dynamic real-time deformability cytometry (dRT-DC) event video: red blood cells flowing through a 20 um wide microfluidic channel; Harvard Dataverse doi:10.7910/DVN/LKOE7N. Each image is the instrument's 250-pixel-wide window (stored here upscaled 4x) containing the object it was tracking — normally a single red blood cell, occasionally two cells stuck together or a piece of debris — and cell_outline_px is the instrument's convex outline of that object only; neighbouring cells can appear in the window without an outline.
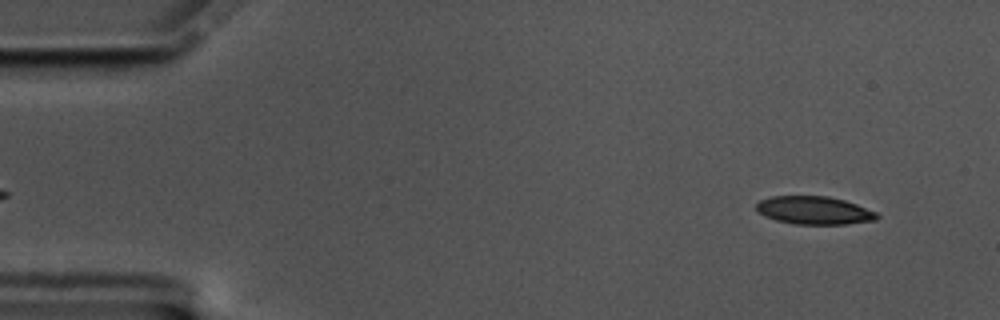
{"species": "common noctule bat (a hibernating species)", "species_latin": "Nyctalus noctula", "temperature_condition": "cold", "stored_images_in_passage": 57, "camera_frame_rate_fps": 3000, "um_per_image_px": 0.085, "animal": {"sex": "male", "body_mass_g": 17.5, "forearm_length_mm": 52.3}, "frame": {"image": 1, "passage_image": 4, "time_ms": 1.0, "image_size_px": [1000, 320], "cell_outline_px": [[880, 216], [876, 220], [844, 224], [792, 224], [776, 220], [764, 216], [756, 208], [756, 204], [760, 200], [772, 196], [828, 196], [844, 200], [856, 204], [876, 212]], "centroid_in_image_um": [69.2, 17.88], "position_along_channel_um": 15.8, "area_um2": 19.65}}
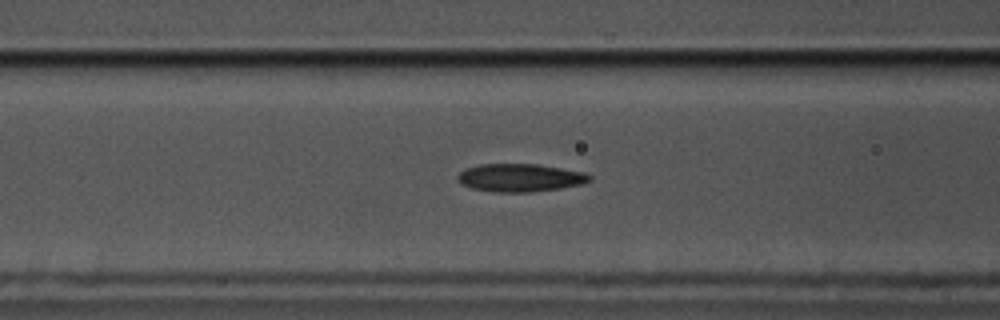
{"frame": {"image": 2, "passage_image": 22, "time_ms": 7.0, "image_size_px": [1000, 320], "cell_outline_px": [[592, 180], [580, 184], [560, 188], [532, 192], [496, 192], [472, 188], [464, 184], [456, 176], [464, 168], [480, 164], [536, 164], [584, 172], [592, 176]], "centroid_in_image_um": [44.21, 15.1], "position_along_channel_um": 122.4, "area_um2": 21.33}}
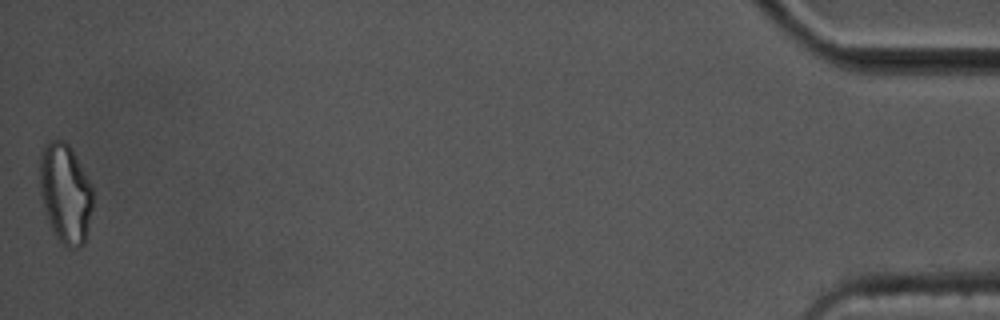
{"frame": {"image": 3, "passage_image": 57, "time_ms": 18.667, "image_size_px": [1000, 320], "cell_outline_px": [[92, 208], [84, 244], [80, 248], [68, 248], [56, 236], [48, 220], [40, 192], [40, 156], [44, 148], [52, 140], [64, 140], [72, 148], [92, 188]], "centroid_in_image_um": [5.56, 16.44], "position_along_channel_um": 429.6, "area_um2": 30.29}, "authors_computed_cell_mechanics": {"area_um2": 21.1548, "velocity_mm_per_s": 3.4576, "shape_relaxation_time_tau1_ms": 10.5355, "shape_relaxation_time_tau2_ms": 3.4653, "deformation_change_tau1": 0.1991, "deformation_change_tau2": 0.116}}